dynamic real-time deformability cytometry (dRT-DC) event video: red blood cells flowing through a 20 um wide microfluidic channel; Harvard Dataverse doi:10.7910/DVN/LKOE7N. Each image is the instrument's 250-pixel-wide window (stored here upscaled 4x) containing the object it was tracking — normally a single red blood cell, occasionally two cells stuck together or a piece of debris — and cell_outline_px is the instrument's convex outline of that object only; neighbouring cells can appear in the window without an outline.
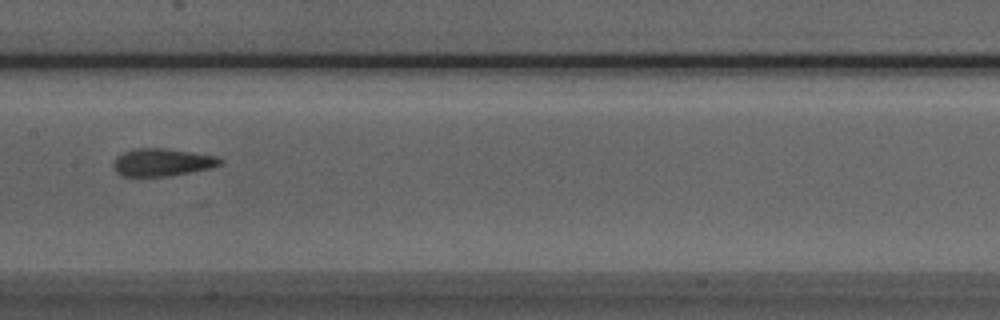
{"species": "Egyptian fruit bat (a non-hibernating species)", "species_latin": "Rousettus aegyptiacus", "temperature_condition": "room temperature", "stored_images_in_passage": 9, "camera_frame_rate_fps": 3000, "um_per_image_px": 0.085, "animal": {"sex": "male"}, "frame": {"image": 1, "passage_image": 8, "time_ms": 2.333, "image_size_px": [1000, 320], "cell_outline_px": [[224, 164], [212, 168], [168, 176], [120, 176], [116, 172], [112, 164], [116, 156], [124, 152], [136, 148], [164, 148], [192, 152], [216, 156], [224, 160]], "centroid_in_image_um": [13.8, 13.8], "position_along_channel_um": 193.6, "area_um2": 17.34}}
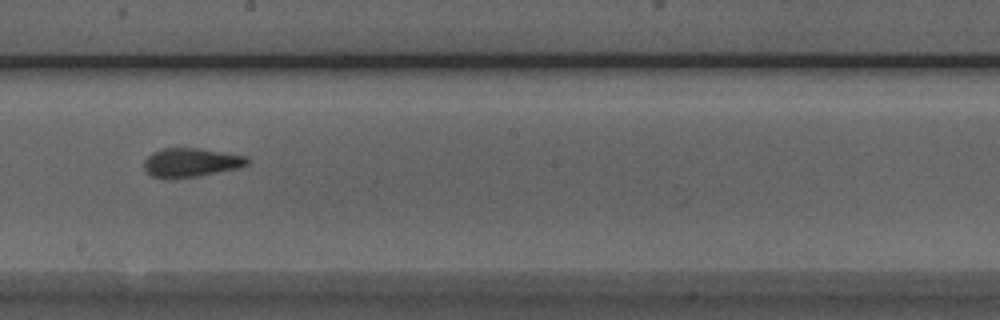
{"frame": {"image": 2, "passage_image": 9, "time_ms": 2.667, "image_size_px": [1000, 320], "cell_outline_px": [[252, 160], [248, 164], [240, 168], [196, 176], [152, 176], [144, 168], [144, 160], [152, 152], [164, 148], [200, 148], [248, 156]], "centroid_in_image_um": [16.32, 13.77], "position_along_channel_um": 231.9, "area_um2": 17.05}}